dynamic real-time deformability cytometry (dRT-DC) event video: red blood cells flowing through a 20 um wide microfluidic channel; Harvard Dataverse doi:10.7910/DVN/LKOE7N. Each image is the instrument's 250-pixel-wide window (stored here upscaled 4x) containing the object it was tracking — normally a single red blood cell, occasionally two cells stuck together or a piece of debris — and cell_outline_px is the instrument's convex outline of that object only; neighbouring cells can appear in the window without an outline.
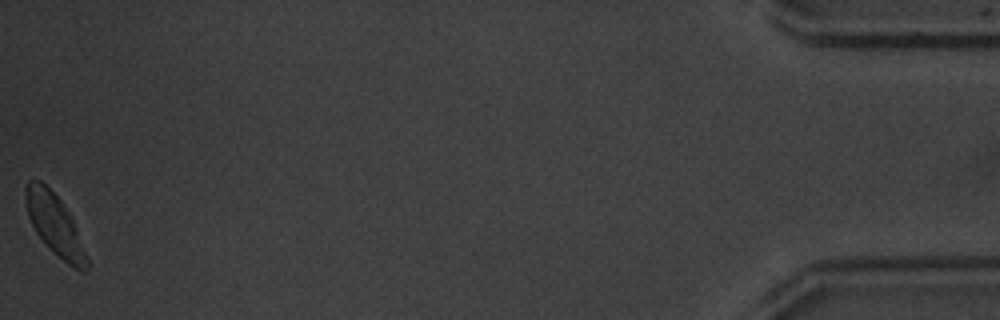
{"species": "common noctule bat (a hibernating species)", "species_latin": "Nyctalus noctula", "temperature_condition": "warm", "stored_images_in_passage": 48, "camera_frame_rate_fps": 3000, "um_per_image_px": 0.085, "animal": {"sex": "male", "body_mass_g": 20.1, "forearm_length_mm": 53.5}, "frame": {"image": 1, "passage_image": 48, "time_ms": 15.667, "image_size_px": [1000, 320], "cell_outline_px": [[92, 264], [84, 272], [80, 272], [68, 264], [44, 244], [36, 232], [28, 216], [24, 192], [24, 188], [28, 180], [40, 180], [60, 200], [68, 212], [76, 228]], "centroid_in_image_um": [4.68, 19.16], "position_along_channel_um": 430.5, "area_um2": 21.79}, "authors_computed_cell_mechanics": {"area_um2": 22.1952, "velocity_mm_per_s": 3.7792, "shape_relaxation_time_tau1_ms": 3.6128, "shape_relaxation_time_tau2_ms": null, "deformation_change_tau1": 0.1712, "deformation_change_tau2": null}}